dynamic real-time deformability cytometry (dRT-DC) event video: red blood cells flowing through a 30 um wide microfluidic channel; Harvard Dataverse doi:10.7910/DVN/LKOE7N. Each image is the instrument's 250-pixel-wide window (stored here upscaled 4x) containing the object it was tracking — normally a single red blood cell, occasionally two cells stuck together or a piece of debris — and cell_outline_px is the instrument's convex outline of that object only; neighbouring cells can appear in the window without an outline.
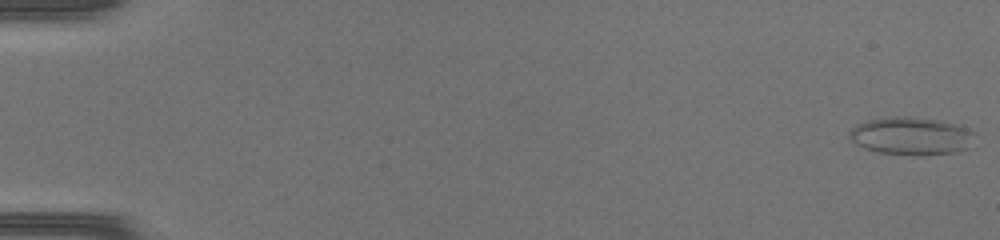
{"species": "common noctule bat (a hibernating species)", "species_latin": "Nyctalus noctula", "temperature_condition": "warm", "stored_images_in_passage": 48, "camera_frame_rate_fps": 3000, "um_per_image_px": 0.085, "animal": {"sex": "female", "body_mass_g": 17.0, "forearm_length_mm": 48.0}, "frame": {"image": 1, "passage_image": 1, "time_ms": 0.0, "image_size_px": [1000, 240], "cell_outline_px": [[968, 132], [964, 148], [952, 152], [880, 152], [864, 148], [856, 144], [848, 136], [848, 132], [852, 128], [860, 124], [872, 120], [932, 120], [952, 124], [964, 128]], "centroid_in_image_um": [77.27, 11.57], "position_along_channel_um": 7.7, "area_um2": 24.04}}
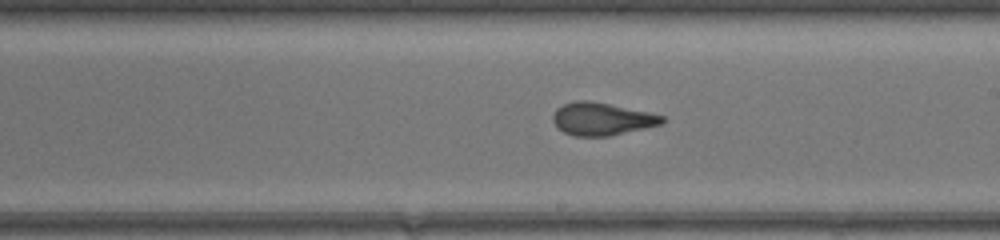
{"frame": {"image": 2, "passage_image": 29, "time_ms": 9.333, "image_size_px": [1000, 240], "cell_outline_px": [[664, 120], [660, 124], [644, 128], [608, 136], [576, 136], [564, 132], [552, 120], [552, 116], [556, 108], [564, 104], [576, 100], [588, 100], [648, 112], [664, 116]], "centroid_in_image_um": [51.12, 10.1], "position_along_channel_um": 237.9, "area_um2": 20.4}}
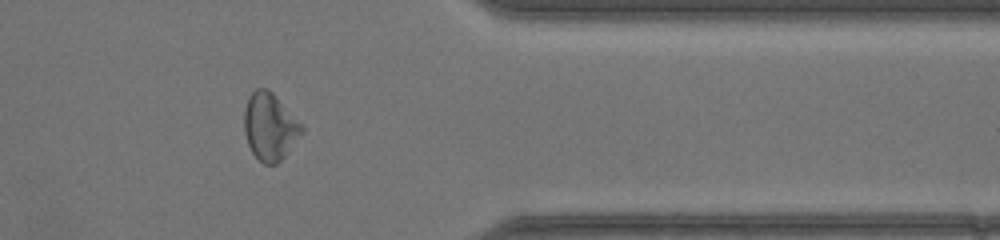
{"frame": {"image": 3, "passage_image": 40, "time_ms": 13.0, "image_size_px": [1000, 240], "cell_outline_px": [[304, 132], [284, 156], [276, 164], [264, 164], [252, 152], [248, 144], [244, 128], [244, 108], [248, 96], [256, 88], [268, 88], [276, 96], [304, 128]], "centroid_in_image_um": [22.92, 10.75], "position_along_channel_um": 388.5, "area_um2": 22.31}}